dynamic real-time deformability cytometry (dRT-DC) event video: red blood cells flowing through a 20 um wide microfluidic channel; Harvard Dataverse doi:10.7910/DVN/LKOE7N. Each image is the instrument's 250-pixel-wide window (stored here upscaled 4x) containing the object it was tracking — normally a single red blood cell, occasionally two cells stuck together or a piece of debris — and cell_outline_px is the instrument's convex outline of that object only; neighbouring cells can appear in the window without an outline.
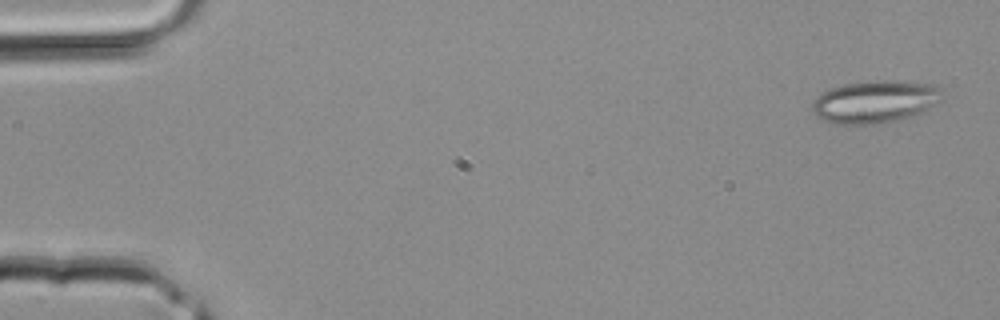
{"species": "common noctule bat (a hibernating species)", "species_latin": "Nyctalus noctula", "temperature_condition": "room temperature", "stored_images_in_passage": 3, "camera_frame_rate_fps": 3000, "um_per_image_px": 0.085, "animal": {"sex": "male", "body_mass_g": 20.4}, "frame": {"image": 1, "passage_image": 1, "time_ms": 0.0, "image_size_px": [1000, 320], "cell_outline_px": [[948, 96], [944, 100], [924, 112], [916, 116], [900, 120], [876, 124], [836, 124], [820, 120], [812, 112], [812, 104], [820, 92], [828, 88], [844, 84], [876, 80], [892, 80], [932, 84], [944, 88]], "centroid_in_image_um": [74.47, 8.64], "position_along_channel_um": 10.5, "area_um2": 33.35}}
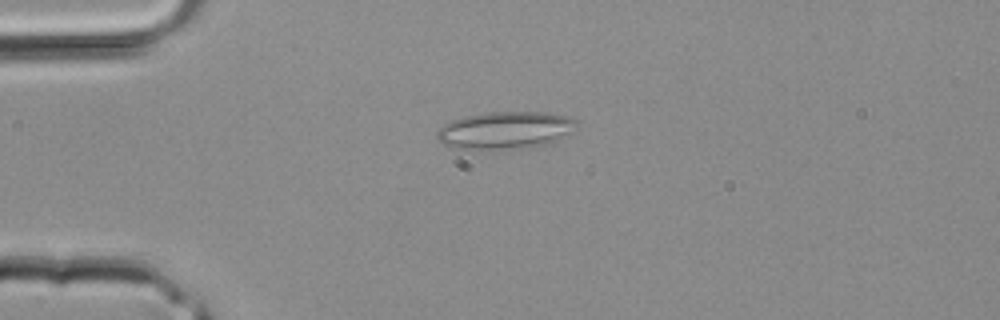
{"frame": {"image": 2, "passage_image": 3, "time_ms": 0.667, "image_size_px": [1000, 320], "cell_outline_px": [[576, 128], [572, 132], [556, 140], [544, 144], [484, 152], [452, 148], [444, 144], [436, 136], [436, 132], [444, 124], [452, 120], [464, 116], [484, 112], [544, 112], [564, 116], [576, 120]], "centroid_in_image_um": [42.86, 11.09], "position_along_channel_um": 42.1, "area_um2": 30.75}}